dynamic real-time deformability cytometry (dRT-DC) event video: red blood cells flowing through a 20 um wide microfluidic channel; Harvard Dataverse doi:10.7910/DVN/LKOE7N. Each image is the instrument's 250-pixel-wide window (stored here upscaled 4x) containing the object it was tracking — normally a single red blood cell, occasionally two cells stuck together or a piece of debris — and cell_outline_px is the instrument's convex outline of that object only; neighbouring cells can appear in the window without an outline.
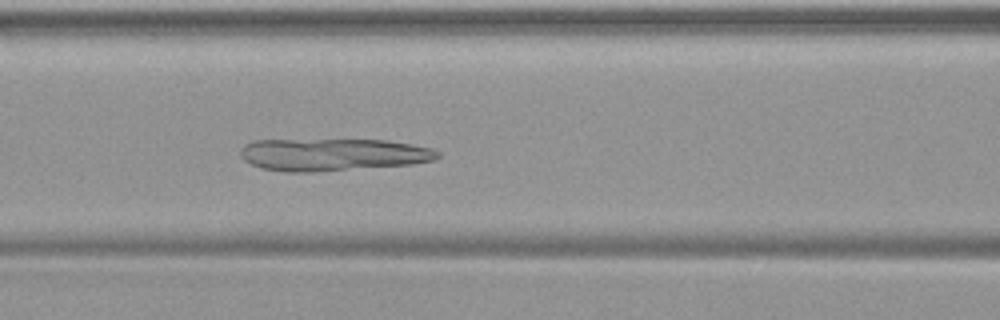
{"species": "common noctule bat (a hibernating species)", "species_latin": "Nyctalus noctula", "temperature_condition": "warm", "stored_images_in_passage": 38, "camera_frame_rate_fps": 3000, "um_per_image_px": 0.085, "animal": {"sex": "female", "body_mass_g": 19.9}, "frame": {"image": 1, "passage_image": 10, "time_ms": 3.0, "image_size_px": [1000, 320], "cell_outline_px": [[440, 156], [436, 160], [412, 164], [312, 172], [284, 172], [260, 168], [244, 160], [240, 156], [240, 148], [244, 144], [252, 140], [388, 140], [432, 148], [440, 152]], "centroid_in_image_um": [28.27, 13.14], "position_along_channel_um": 138.3, "area_um2": 37.4}}
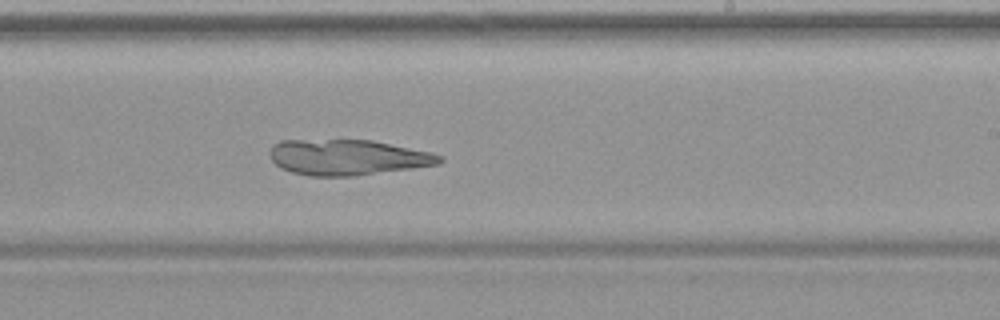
{"frame": {"image": 2, "passage_image": 19, "time_ms": 6.0, "image_size_px": [1000, 320], "cell_outline_px": [[444, 160], [440, 164], [412, 168], [352, 176], [308, 176], [292, 172], [280, 168], [272, 160], [268, 152], [272, 144], [280, 140], [372, 140], [432, 152], [444, 156]], "centroid_in_image_um": [29.54, 13.37], "position_along_channel_um": 259.5, "area_um2": 35.43}}
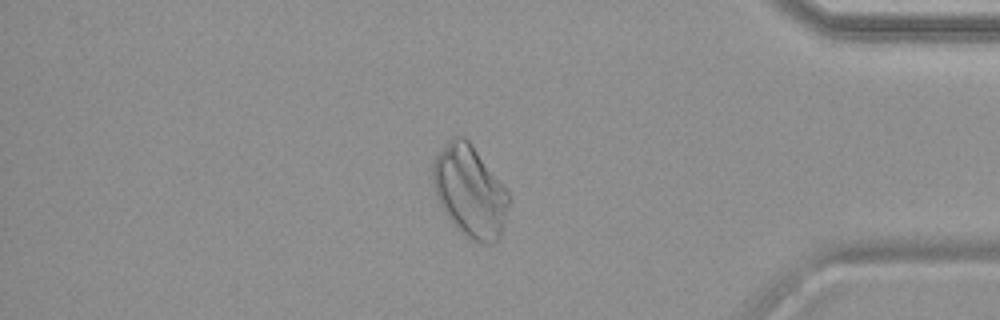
{"frame": {"image": 3, "passage_image": 31, "time_ms": 10.0, "image_size_px": [1000, 320], "cell_outline_px": [[508, 204], [500, 236], [492, 244], [480, 244], [472, 240], [456, 228], [444, 212], [436, 196], [432, 184], [432, 160], [440, 148], [452, 136], [464, 136], [472, 144], [508, 192]], "centroid_in_image_um": [39.88, 16.23], "position_along_channel_um": 395.3, "area_um2": 40.34}}